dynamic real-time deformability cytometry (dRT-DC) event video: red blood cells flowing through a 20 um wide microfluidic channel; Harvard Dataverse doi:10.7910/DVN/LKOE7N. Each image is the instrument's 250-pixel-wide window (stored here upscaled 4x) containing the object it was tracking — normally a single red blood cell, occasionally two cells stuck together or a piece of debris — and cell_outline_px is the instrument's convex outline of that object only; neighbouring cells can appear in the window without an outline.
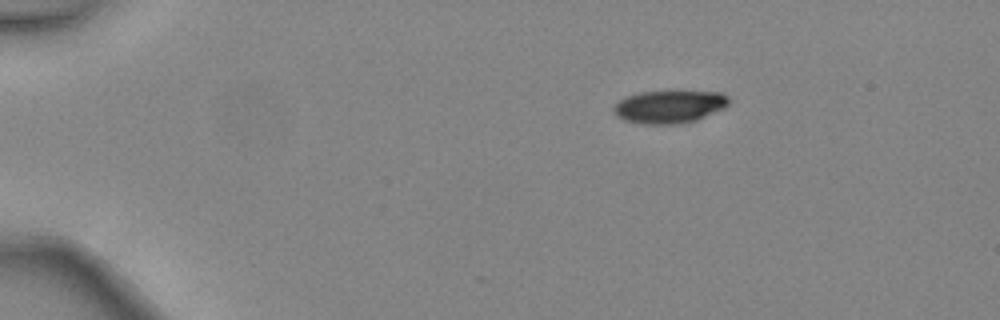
{"species": "common noctule bat (a hibernating species)", "species_latin": "Nyctalus noctula", "temperature_condition": "warm", "stored_images_in_passage": 3, "camera_frame_rate_fps": 3000, "um_per_image_px": 0.085, "animal": {"sex": "female", "body_mass_g": 24.6, "forearm_length_mm": 56.2}, "frame": {"image": 1, "passage_image": 1, "time_ms": 0.0, "image_size_px": [1000, 320], "cell_outline_px": [[732, 100], [724, 108], [696, 120], [680, 124], [640, 124], [624, 120], [616, 116], [612, 112], [612, 108], [624, 96], [640, 92], [724, 92]], "centroid_in_image_um": [56.88, 9.08], "position_along_channel_um": 28.1, "area_um2": 22.14}}